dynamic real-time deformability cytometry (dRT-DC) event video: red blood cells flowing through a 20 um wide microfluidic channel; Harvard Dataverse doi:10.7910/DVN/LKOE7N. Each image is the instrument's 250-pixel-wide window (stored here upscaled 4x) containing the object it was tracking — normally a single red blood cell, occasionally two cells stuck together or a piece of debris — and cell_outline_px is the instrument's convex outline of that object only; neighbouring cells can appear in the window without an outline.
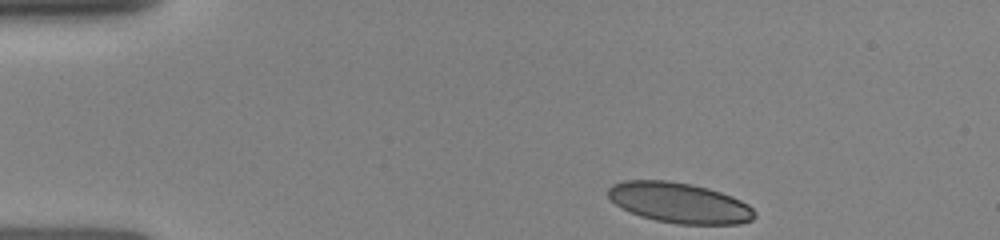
{"species": "human", "species_latin": "Homo sapiens", "temperature_condition": "room temperature", "stored_images_in_passage": 25, "camera_frame_rate_fps": 3000, "um_per_image_px": 0.085, "donor": {"sex": "female"}, "frame": {"image": 1, "passage_image": 1, "time_ms": 0.0, "image_size_px": [1000, 240], "cell_outline_px": [[756, 216], [752, 220], [740, 224], [676, 224], [656, 220], [640, 216], [616, 204], [608, 196], [608, 188], [612, 184], [624, 180], [668, 180], [692, 184], [708, 188], [732, 196], [748, 204], [756, 212]], "centroid_in_image_um": [57.77, 17.23], "position_along_channel_um": 27.2, "area_um2": 34.51}}
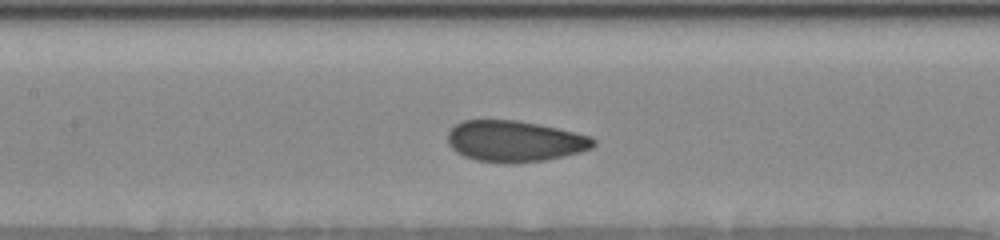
{"frame": {"image": 2, "passage_image": 16, "time_ms": 5.0, "image_size_px": [1000, 240], "cell_outline_px": [[596, 144], [592, 148], [580, 152], [544, 160], [512, 164], [504, 164], [476, 160], [464, 156], [456, 152], [448, 144], [448, 132], [460, 120], [520, 120], [576, 132], [592, 136], [596, 140]], "centroid_in_image_um": [43.76, 12.0], "position_along_channel_um": 163.6, "area_um2": 35.26}}
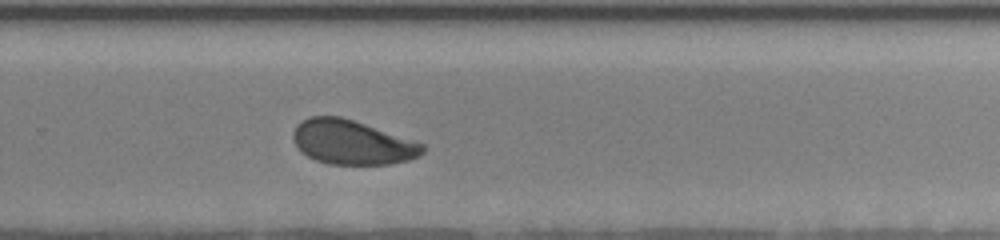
{"frame": {"image": 3, "passage_image": 25, "time_ms": 8.333, "image_size_px": [1000, 240], "cell_outline_px": [[424, 152], [420, 156], [408, 160], [388, 164], [328, 164], [316, 160], [300, 152], [292, 140], [292, 132], [296, 124], [300, 120], [312, 116], [340, 116], [424, 144]], "centroid_in_image_um": [29.86, 12.1], "position_along_channel_um": 299.9, "area_um2": 33.35}}